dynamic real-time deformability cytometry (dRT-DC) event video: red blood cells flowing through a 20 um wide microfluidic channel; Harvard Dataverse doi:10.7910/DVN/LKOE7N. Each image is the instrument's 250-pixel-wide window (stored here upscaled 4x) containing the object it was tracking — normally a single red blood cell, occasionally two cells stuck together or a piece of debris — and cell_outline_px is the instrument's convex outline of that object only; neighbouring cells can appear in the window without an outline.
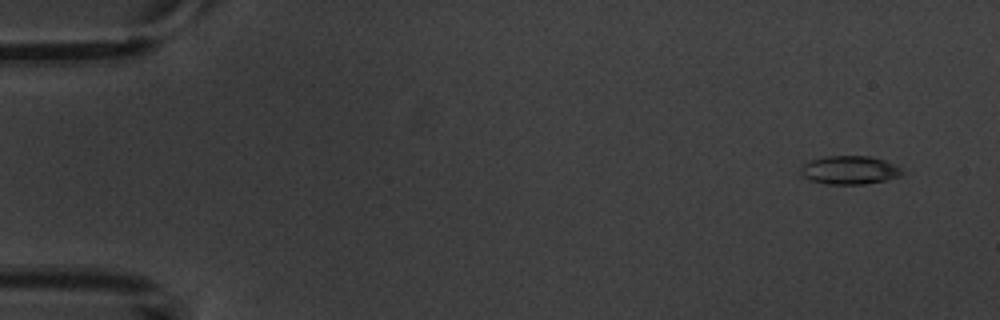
{"species": "common noctule bat (a hibernating species)", "species_latin": "Nyctalus noctula", "temperature_condition": "warm", "stored_images_in_passage": 6, "camera_frame_rate_fps": 3000, "um_per_image_px": 0.085, "animal": {"sex": "male", "body_mass_g": 20.1, "forearm_length_mm": 53.5}, "frame": {"image": 1, "passage_image": 1, "time_ms": 0.0, "image_size_px": [1000, 320], "cell_outline_px": [[904, 176], [888, 180], [864, 184], [828, 184], [812, 180], [804, 176], [800, 172], [800, 168], [808, 160], [824, 156], [868, 156], [884, 160], [896, 164], [900, 168]], "centroid_in_image_um": [72.25, 14.45], "position_along_channel_um": 12.8, "area_um2": 16.94}}
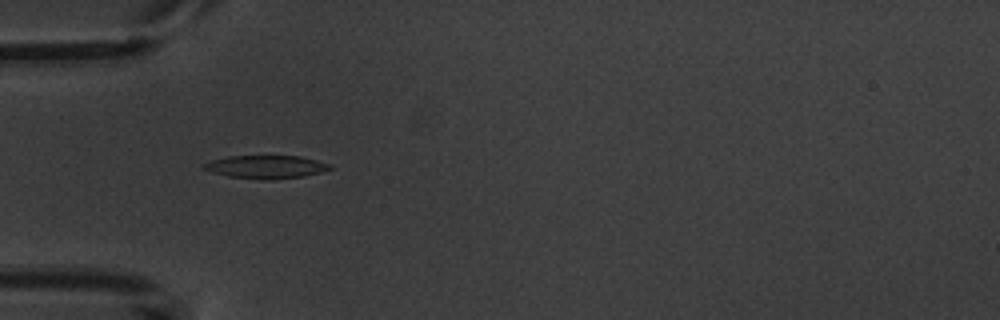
{"frame": {"image": 2, "passage_image": 5, "time_ms": 4.667, "image_size_px": [1000, 320], "cell_outline_px": [[336, 168], [304, 176], [272, 180], [264, 180], [228, 176], [212, 172], [204, 168], [200, 164], [212, 160], [228, 156], [300, 156], [332, 164]], "centroid_in_image_um": [22.65, 14.19], "position_along_channel_um": 62.4, "area_um2": 17.11}}